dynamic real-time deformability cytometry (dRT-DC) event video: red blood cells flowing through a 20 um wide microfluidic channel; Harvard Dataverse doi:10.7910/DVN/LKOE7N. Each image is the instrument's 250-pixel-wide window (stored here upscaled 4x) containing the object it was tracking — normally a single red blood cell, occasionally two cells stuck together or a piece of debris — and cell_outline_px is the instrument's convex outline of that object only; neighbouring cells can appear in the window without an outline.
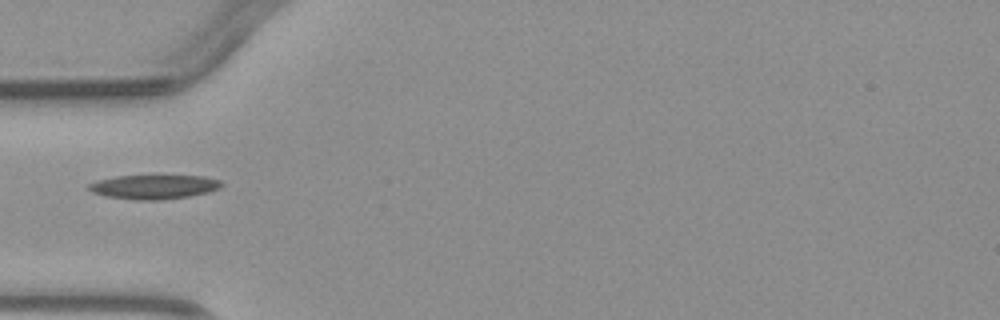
{"species": "common noctule bat (a hibernating species)", "species_latin": "Nyctalus noctula", "temperature_condition": "warm", "stored_images_in_passage": 6, "camera_frame_rate_fps": 3000, "um_per_image_px": 0.085, "animal": {"sex": "male", "body_mass_g": 23.1, "forearm_length_mm": 52.7}, "frame": {"image": 1, "passage_image": 5, "time_ms": 4.667, "image_size_px": [1000, 320], "cell_outline_px": [[224, 184], [220, 188], [208, 192], [188, 196], [164, 200], [136, 200], [104, 196], [92, 192], [88, 188], [88, 184], [100, 180], [116, 176], [204, 176], [220, 180]], "centroid_in_image_um": [13.1, 15.89], "position_along_channel_um": 71.9, "area_um2": 18.67}}
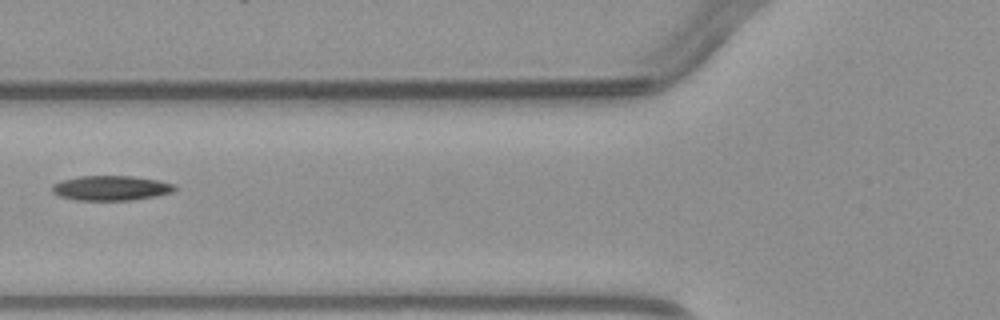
{"frame": {"image": 2, "passage_image": 6, "time_ms": 5.667, "image_size_px": [1000, 320], "cell_outline_px": [[176, 188], [172, 192], [156, 196], [132, 200], [76, 200], [60, 196], [52, 192], [52, 184], [60, 180], [80, 176], [132, 176], [160, 180], [172, 184]], "centroid_in_image_um": [9.41, 15.98], "position_along_channel_um": 116.4, "area_um2": 17.74}}